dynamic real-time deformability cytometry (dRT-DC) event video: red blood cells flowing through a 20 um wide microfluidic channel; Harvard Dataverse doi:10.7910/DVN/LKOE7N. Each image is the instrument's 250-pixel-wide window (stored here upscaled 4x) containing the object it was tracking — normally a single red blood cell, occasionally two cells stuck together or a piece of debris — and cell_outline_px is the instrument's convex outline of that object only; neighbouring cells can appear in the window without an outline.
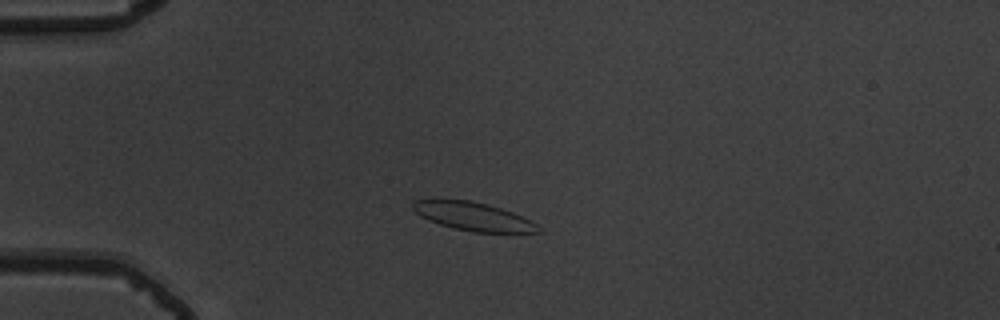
{"species": "common noctule bat (a hibernating species)", "species_latin": "Nyctalus noctula", "temperature_condition": "warm", "stored_images_in_passage": 44, "camera_frame_rate_fps": 3000, "um_per_image_px": 0.085, "animal": {"sex": "male", "body_mass_g": 19.5, "forearm_length_mm": 54.6}, "frame": {"image": 1, "passage_image": 4, "time_ms": 1.0, "image_size_px": [1000, 320], "cell_outline_px": [[544, 232], [472, 232], [452, 228], [428, 220], [420, 216], [412, 208], [412, 204], [416, 200], [436, 196], [472, 200], [488, 204], [512, 212], [536, 224]], "centroid_in_image_um": [40.1, 18.34], "position_along_channel_um": 44.9, "area_um2": 21.27}}
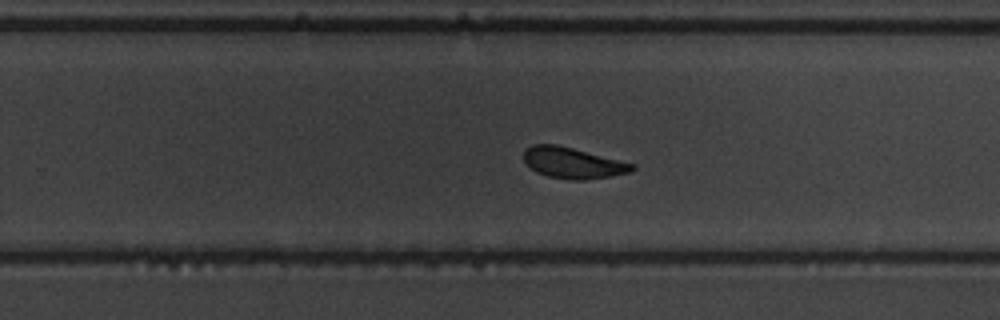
{"frame": {"image": 2, "passage_image": 25, "time_ms": 8.0, "image_size_px": [1000, 320], "cell_outline_px": [[636, 168], [632, 172], [612, 176], [584, 180], [568, 180], [548, 176], [536, 172], [524, 160], [524, 152], [532, 144], [556, 144], [636, 164]], "centroid_in_image_um": [48.73, 13.86], "position_along_channel_um": 281.1, "area_um2": 19.54}}
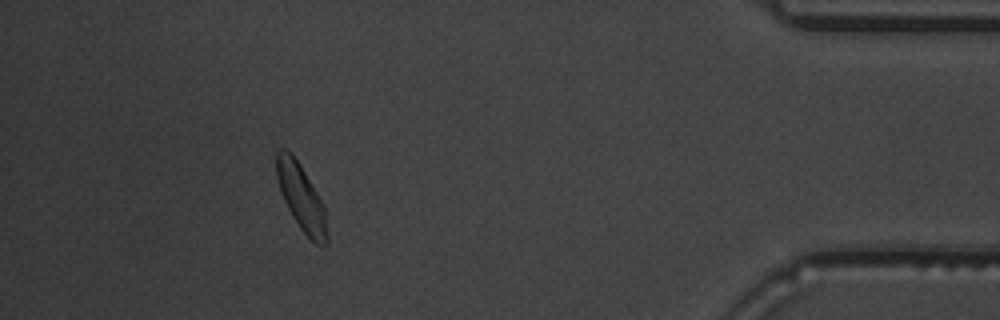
{"frame": {"image": 3, "passage_image": 39, "time_ms": 12.667, "image_size_px": [1000, 320], "cell_outline_px": [[328, 244], [316, 244], [300, 228], [292, 216], [280, 192], [276, 180], [276, 152], [280, 148], [288, 148], [292, 152], [300, 164], [324, 204], [328, 232]], "centroid_in_image_um": [25.6, 16.74], "position_along_channel_um": 409.6, "area_um2": 19.77}, "authors_computed_cell_mechanics": {"area_um2": 20.0277, "velocity_mm_per_s": 3.773, "shape_relaxation_time_tau1_ms": 2.9367, "shape_relaxation_time_tau2_ms": 0.9658, "deformation_change_tau1": 0.1212, "deformation_change_tau2": 0.0834}}